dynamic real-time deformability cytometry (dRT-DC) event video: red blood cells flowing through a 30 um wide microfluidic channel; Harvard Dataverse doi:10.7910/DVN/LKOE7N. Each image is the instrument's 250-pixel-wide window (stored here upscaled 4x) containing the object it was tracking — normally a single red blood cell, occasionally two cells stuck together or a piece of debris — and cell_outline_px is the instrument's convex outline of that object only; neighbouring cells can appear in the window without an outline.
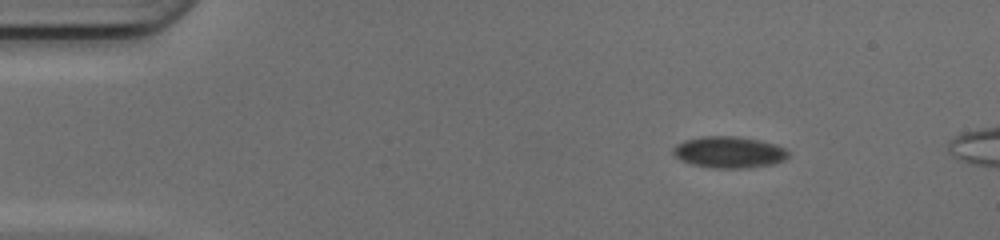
{"species": "common noctule bat (a hibernating species)", "species_latin": "Nyctalus noctula", "temperature_condition": "cold", "stored_images_in_passage": 51, "camera_frame_rate_fps": 3000, "um_per_image_px": 0.085, "animal": {"sex": "female", "body_mass_g": 17.0, "forearm_length_mm": 48.0}, "frame": {"image": 1, "passage_image": 7, "time_ms": 2.0, "image_size_px": [1000, 240], "cell_outline_px": [[788, 156], [784, 160], [772, 164], [752, 168], [712, 168], [692, 164], [680, 160], [672, 152], [676, 144], [684, 140], [704, 136], [732, 136], [756, 140], [772, 144], [784, 148], [788, 152]], "centroid_in_image_um": [61.93, 12.95], "position_along_channel_um": 23.1, "area_um2": 20.92}}
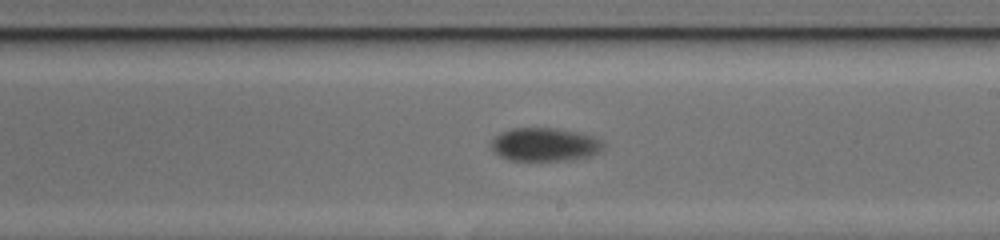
{"frame": {"image": 2, "passage_image": 30, "time_ms": 9.667, "image_size_px": [1000, 240], "cell_outline_px": [[604, 148], [600, 152], [588, 156], [564, 160], [508, 160], [500, 156], [492, 148], [492, 140], [500, 132], [512, 128], [552, 128], [576, 132], [592, 136], [600, 140], [604, 144]], "centroid_in_image_um": [46.3, 12.28], "position_along_channel_um": 242.7, "area_um2": 21.5}}
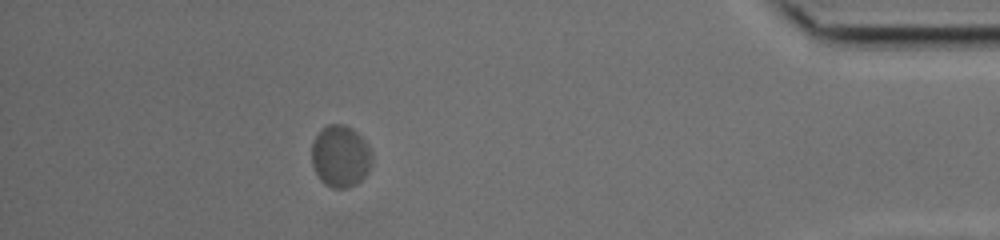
{"frame": {"image": 3, "passage_image": 46, "time_ms": 15.0, "image_size_px": [1000, 240], "cell_outline_px": [[372, 164], [368, 172], [356, 184], [348, 188], [332, 188], [324, 184], [320, 180], [312, 164], [312, 144], [320, 128], [328, 124], [344, 124], [352, 128], [364, 140], [372, 156]], "centroid_in_image_um": [28.92, 13.28], "position_along_channel_um": 406.3, "area_um2": 21.79}, "authors_computed_cell_mechanics": {"area_um2": 21.2126, "velocity_mm_per_s": 4.0174, "shape_relaxation_time_tau1_ms": 2.1868, "shape_relaxation_time_tau2_ms": null, "deformation_change_tau1": 0.0384, "deformation_change_tau2": null}}